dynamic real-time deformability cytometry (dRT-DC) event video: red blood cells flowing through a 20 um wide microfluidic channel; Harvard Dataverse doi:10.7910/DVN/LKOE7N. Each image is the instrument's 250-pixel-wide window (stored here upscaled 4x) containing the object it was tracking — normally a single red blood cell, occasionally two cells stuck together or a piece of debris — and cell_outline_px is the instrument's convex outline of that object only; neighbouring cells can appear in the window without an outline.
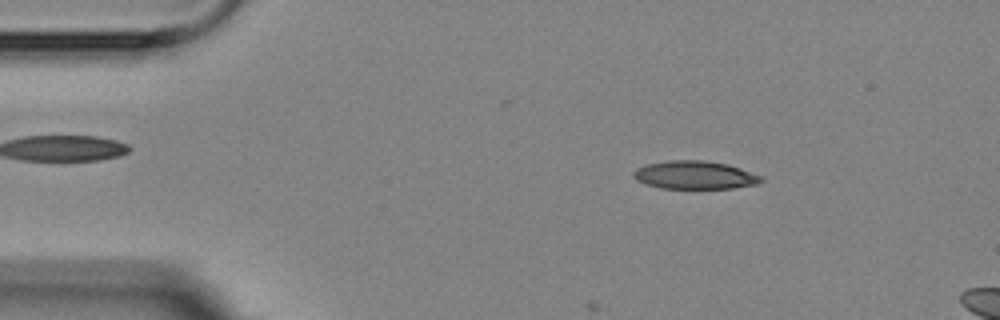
{"species": "Egyptian fruit bat (a non-hibernating species)", "species_latin": "Rousettus aegyptiacus", "temperature_condition": "room temperature", "stored_images_in_passage": 4, "camera_frame_rate_fps": 3000, "um_per_image_px": 0.085, "animal": {"sex": "female"}, "frame": {"image": 1, "passage_image": 2, "time_ms": 1.333, "image_size_px": [1000, 320], "cell_outline_px": [[764, 180], [756, 184], [732, 188], [660, 188], [636, 180], [632, 176], [632, 172], [636, 168], [648, 164], [668, 160], [704, 160], [728, 164], [740, 168], [760, 176]], "centroid_in_image_um": [59.03, 14.87], "position_along_channel_um": 26.0, "area_um2": 20.81}}